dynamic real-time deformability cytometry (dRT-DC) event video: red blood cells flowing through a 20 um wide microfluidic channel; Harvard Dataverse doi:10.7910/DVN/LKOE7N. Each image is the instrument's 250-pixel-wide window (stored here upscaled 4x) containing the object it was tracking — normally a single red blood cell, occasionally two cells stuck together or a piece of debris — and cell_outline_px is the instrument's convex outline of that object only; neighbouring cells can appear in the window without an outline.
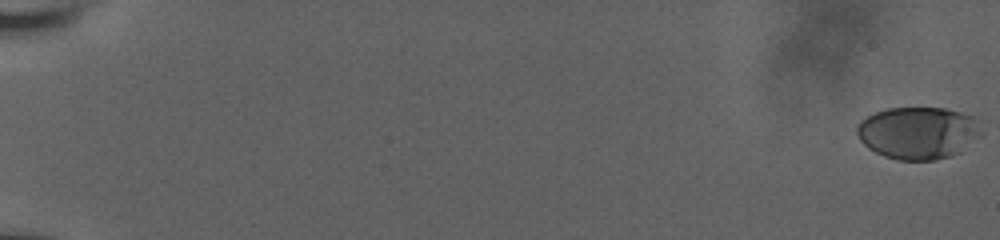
{"species": "human", "species_latin": "Homo sapiens", "temperature_condition": "room temperature", "stored_images_in_passage": 59, "camera_frame_rate_fps": 3000, "um_per_image_px": 0.085, "donor": {"sex": "male"}, "frame": {"image": 1, "passage_image": 1, "time_ms": 0.0, "image_size_px": [1000, 240], "cell_outline_px": [[984, 132], [960, 152], [936, 160], [896, 160], [884, 156], [868, 148], [860, 140], [856, 132], [856, 128], [860, 120], [876, 112], [888, 108], [944, 108], [960, 112], [972, 116]], "centroid_in_image_um": [78.03, 11.29], "position_along_channel_um": 7.0, "area_um2": 37.86}}
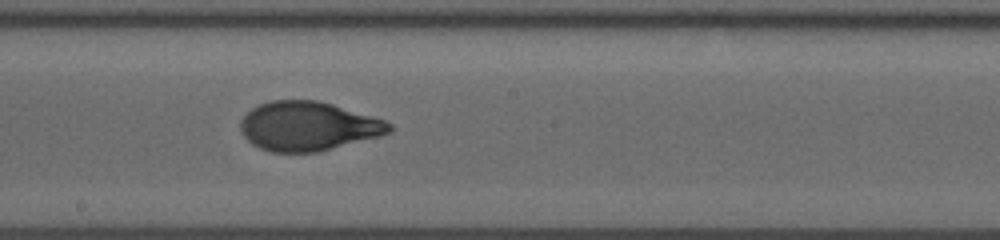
{"frame": {"image": 2, "passage_image": 36, "time_ms": 11.667, "image_size_px": [1000, 240], "cell_outline_px": [[396, 128], [392, 132], [380, 136], [316, 152], [272, 152], [260, 148], [252, 144], [240, 132], [240, 120], [252, 108], [260, 104], [272, 100], [316, 100], [332, 104], [384, 120], [392, 124]], "centroid_in_image_um": [26.19, 10.73], "position_along_channel_um": 222.0, "area_um2": 42.48}}
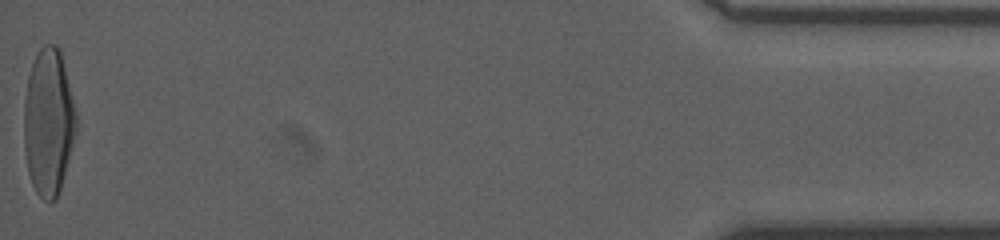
{"frame": {"image": 3, "passage_image": 59, "time_ms": 19.333, "image_size_px": [1000, 240], "cell_outline_px": [[76, 132], [60, 188], [56, 200], [48, 204], [36, 192], [32, 184], [28, 172], [24, 148], [24, 100], [28, 76], [32, 64], [40, 48], [44, 44], [56, 44], [60, 48], [76, 116]], "centroid_in_image_um": [4.1, 10.39], "position_along_channel_um": 431.1, "area_um2": 44.39}, "authors_computed_cell_mechanics": {"area_um2": 41.6738, "velocity_mm_per_s": 3.8322, "shape_relaxation_time_tau1_ms": 4.8428, "shape_relaxation_time_tau2_ms": 0.6308, "deformation_change_tau1": 0.2145, "deformation_change_tau2": 0.0597}}